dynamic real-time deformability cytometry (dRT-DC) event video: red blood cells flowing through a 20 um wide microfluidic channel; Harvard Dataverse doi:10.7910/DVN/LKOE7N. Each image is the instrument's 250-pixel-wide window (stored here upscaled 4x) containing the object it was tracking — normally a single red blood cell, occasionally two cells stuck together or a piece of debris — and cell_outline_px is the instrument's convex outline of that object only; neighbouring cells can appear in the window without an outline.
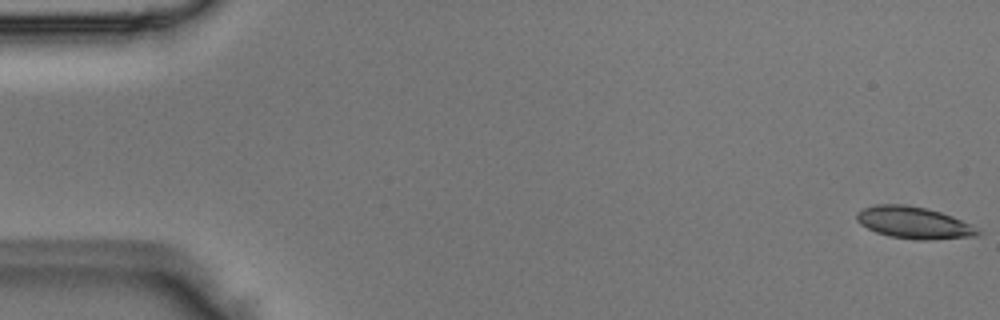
{"species": "Egyptian fruit bat (a non-hibernating species)", "species_latin": "Rousettus aegyptiacus", "temperature_condition": "room temperature", "stored_images_in_passage": 50, "camera_frame_rate_fps": 3000, "um_per_image_px": 0.085, "animal": {"sex": "male"}, "frame": {"image": 1, "passage_image": 1, "time_ms": 0.0, "image_size_px": [1000, 320], "cell_outline_px": [[980, 236], [928, 240], [916, 240], [892, 236], [876, 232], [860, 224], [856, 220], [856, 212], [864, 208], [880, 204], [900, 204], [928, 208], [952, 216], [976, 228], [980, 232]], "centroid_in_image_um": [77.66, 18.93], "position_along_channel_um": 7.3, "area_um2": 22.31}}
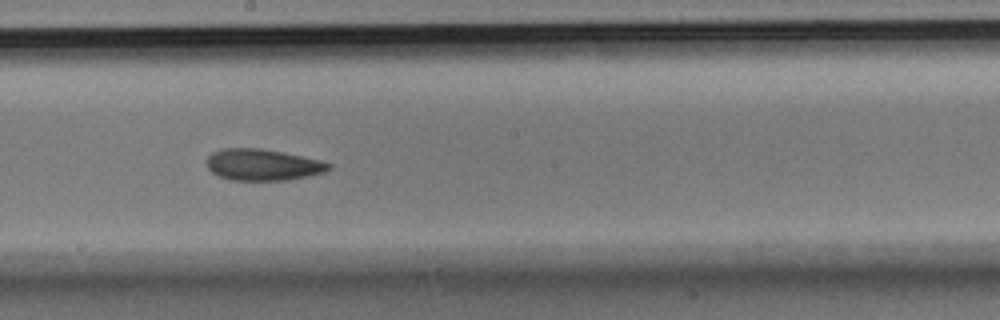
{"frame": {"image": 2, "passage_image": 28, "time_ms": 9.0, "image_size_px": [1000, 320], "cell_outline_px": [[332, 168], [324, 172], [308, 176], [288, 180], [232, 180], [220, 176], [212, 172], [208, 168], [208, 156], [212, 152], [220, 148], [260, 148], [284, 152], [320, 160], [332, 164]], "centroid_in_image_um": [22.35, 14.0], "position_along_channel_um": 225.8, "area_um2": 22.37}}
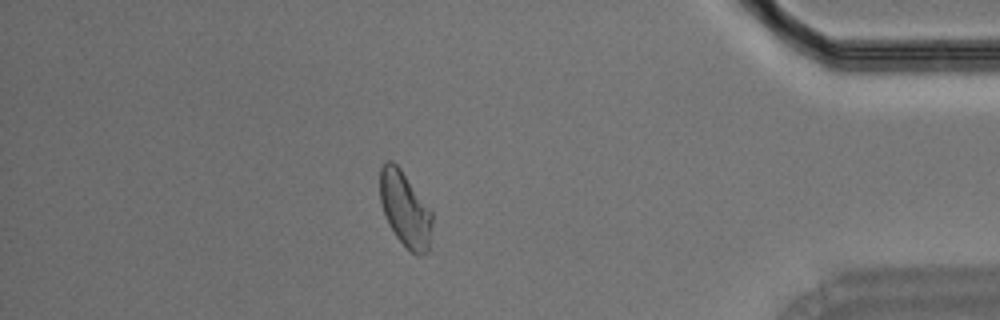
{"frame": {"image": 3, "passage_image": 44, "time_ms": 14.333, "image_size_px": [1000, 320], "cell_outline_px": [[432, 224], [428, 252], [420, 256], [416, 256], [396, 236], [388, 224], [380, 200], [380, 168], [384, 160], [392, 160], [400, 168], [432, 212]], "centroid_in_image_um": [34.42, 17.77], "position_along_channel_um": 400.8, "area_um2": 22.66}}